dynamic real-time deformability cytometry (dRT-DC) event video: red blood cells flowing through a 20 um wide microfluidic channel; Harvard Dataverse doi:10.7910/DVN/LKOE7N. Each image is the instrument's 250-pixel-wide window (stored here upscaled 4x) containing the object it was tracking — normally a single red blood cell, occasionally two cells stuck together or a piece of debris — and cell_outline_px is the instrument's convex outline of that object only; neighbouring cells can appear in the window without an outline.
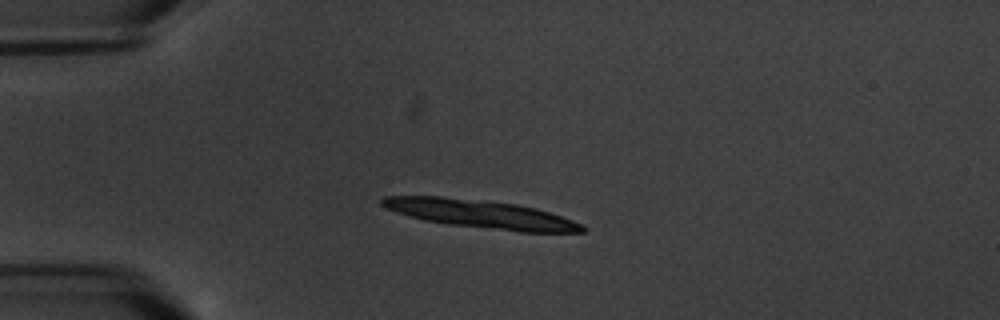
{"species": "common noctule bat (a hibernating species)", "species_latin": "Nyctalus noctula", "temperature_condition": "warm", "stored_images_in_passage": 2, "camera_frame_rate_fps": 3000, "um_per_image_px": 0.085, "animal": {"sex": "male", "body_mass_g": 20.1, "forearm_length_mm": 53.5}, "frame": {"image": 1, "passage_image": 1, "time_ms": 0.0, "image_size_px": [1000, 320], "cell_outline_px": [[588, 228], [584, 232], [520, 232], [448, 224], [424, 220], [408, 216], [396, 212], [380, 204], [380, 200], [384, 196], [440, 196], [516, 204], [536, 208], [584, 224]], "centroid_in_image_um": [40.89, 18.2], "position_along_channel_um": 44.1, "area_um2": 32.77}}